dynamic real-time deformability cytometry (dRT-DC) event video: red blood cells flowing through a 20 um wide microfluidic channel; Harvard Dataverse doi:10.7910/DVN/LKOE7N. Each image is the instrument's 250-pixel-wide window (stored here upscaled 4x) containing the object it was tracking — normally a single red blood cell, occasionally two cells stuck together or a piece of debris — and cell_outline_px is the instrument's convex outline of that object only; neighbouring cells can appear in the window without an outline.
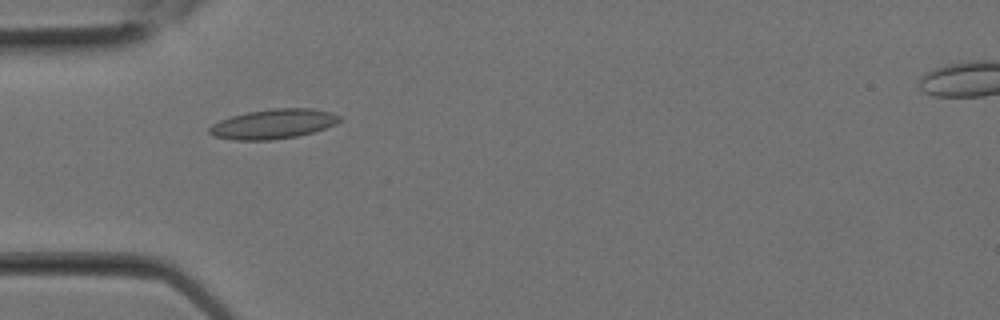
{"species": "Egyptian fruit bat (a non-hibernating species)", "species_latin": "Rousettus aegyptiacus", "temperature_condition": "room temperature", "stored_images_in_passage": 10, "camera_frame_rate_fps": 3000, "um_per_image_px": 0.085, "animal": {"sex": "female"}, "frame": {"image": 1, "passage_image": 1, "time_ms": 0.0, "image_size_px": [1000, 320], "cell_outline_px": [[340, 120], [336, 124], [312, 132], [296, 136], [272, 140], [232, 140], [212, 136], [208, 132], [208, 128], [212, 124], [220, 120], [232, 116], [248, 112], [272, 108], [312, 108], [332, 112], [340, 116]], "centroid_in_image_um": [23.2, 10.53], "position_along_channel_um": 61.8, "area_um2": 22.54}}
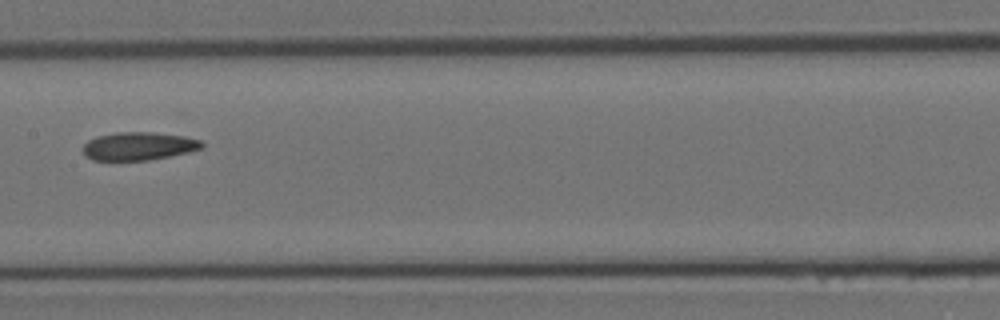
{"frame": {"image": 2, "passage_image": 6, "time_ms": 1.667, "image_size_px": [1000, 320], "cell_outline_px": [[204, 148], [188, 152], [148, 160], [92, 160], [84, 152], [84, 144], [88, 140], [96, 136], [116, 132], [152, 132], [184, 136], [200, 140], [204, 144]], "centroid_in_image_um": [11.8, 12.41], "position_along_channel_um": 195.6, "area_um2": 19.36}}
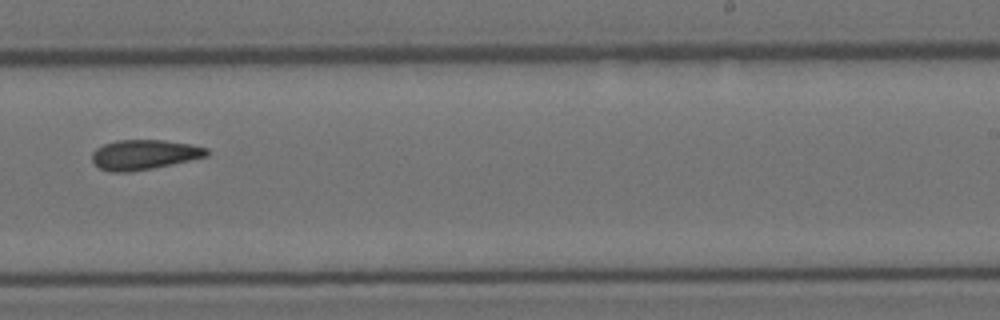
{"frame": {"image": 3, "passage_image": 9, "time_ms": 2.667, "image_size_px": [1000, 320], "cell_outline_px": [[208, 156], [172, 164], [152, 168], [128, 172], [108, 172], [100, 168], [92, 160], [92, 152], [96, 148], [104, 144], [116, 140], [164, 140], [192, 144], [208, 148]], "centroid_in_image_um": [12.25, 13.14], "position_along_channel_um": 276.7, "area_um2": 20.0}}